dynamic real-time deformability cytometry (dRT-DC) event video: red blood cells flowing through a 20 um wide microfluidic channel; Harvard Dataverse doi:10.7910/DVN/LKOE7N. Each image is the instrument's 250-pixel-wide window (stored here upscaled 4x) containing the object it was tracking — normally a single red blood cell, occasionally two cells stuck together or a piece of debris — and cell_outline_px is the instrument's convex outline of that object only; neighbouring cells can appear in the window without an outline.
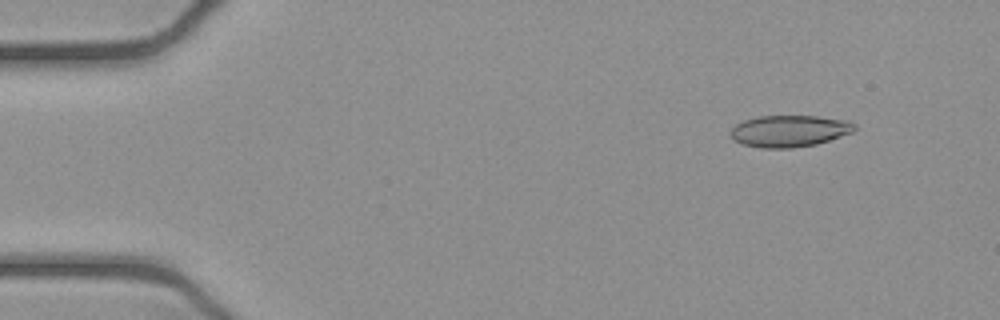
{"species": "common noctule bat (a hibernating species)", "species_latin": "Nyctalus noctula", "temperature_condition": "cold", "stored_images_in_passage": 47, "camera_frame_rate_fps": 3000, "um_per_image_px": 0.085, "animal": {"sex": "female", "body_mass_g": 21.9}, "frame": {"image": 1, "passage_image": 1, "time_ms": 0.0, "image_size_px": [1000, 320], "cell_outline_px": [[856, 128], [852, 132], [816, 144], [792, 148], [760, 148], [744, 144], [736, 140], [728, 132], [736, 124], [744, 120], [760, 116], [816, 116], [848, 120], [856, 124]], "centroid_in_image_um": [67.1, 11.13], "position_along_channel_um": 17.9, "area_um2": 22.77}}
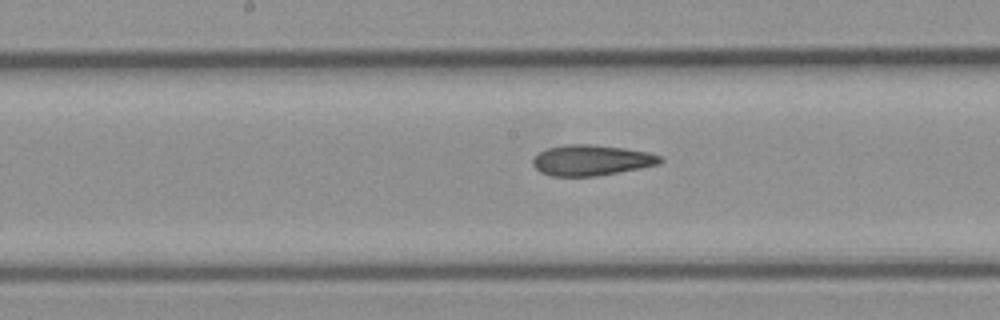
{"frame": {"image": 2, "passage_image": 22, "time_ms": 7.0, "image_size_px": [1000, 320], "cell_outline_px": [[664, 160], [660, 164], [640, 168], [596, 176], [552, 176], [540, 172], [532, 164], [532, 160], [540, 152], [548, 148], [564, 144], [592, 144], [624, 148], [648, 152], [660, 156]], "centroid_in_image_um": [50.27, 13.61], "position_along_channel_um": 197.9, "area_um2": 22.72}}
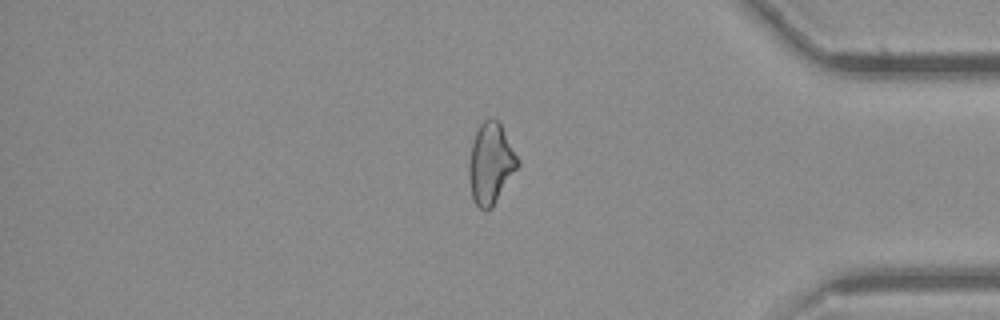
{"frame": {"image": 3, "passage_image": 39, "time_ms": 12.667, "image_size_px": [1000, 320], "cell_outline_px": [[520, 164], [492, 208], [488, 212], [484, 212], [476, 204], [472, 196], [468, 176], [468, 164], [472, 144], [476, 132], [480, 124], [484, 120], [500, 120], [520, 160]], "centroid_in_image_um": [41.73, 13.91], "position_along_channel_um": 393.5, "area_um2": 23.24}, "authors_computed_cell_mechanics": {"area_um2": 23.12, "velocity_mm_per_s": 3.927, "shape_relaxation_time_tau1_ms": null, "shape_relaxation_time_tau2_ms": 4.8059, "deformation_change_tau1": null, "deformation_change_tau2": 0.1278}}